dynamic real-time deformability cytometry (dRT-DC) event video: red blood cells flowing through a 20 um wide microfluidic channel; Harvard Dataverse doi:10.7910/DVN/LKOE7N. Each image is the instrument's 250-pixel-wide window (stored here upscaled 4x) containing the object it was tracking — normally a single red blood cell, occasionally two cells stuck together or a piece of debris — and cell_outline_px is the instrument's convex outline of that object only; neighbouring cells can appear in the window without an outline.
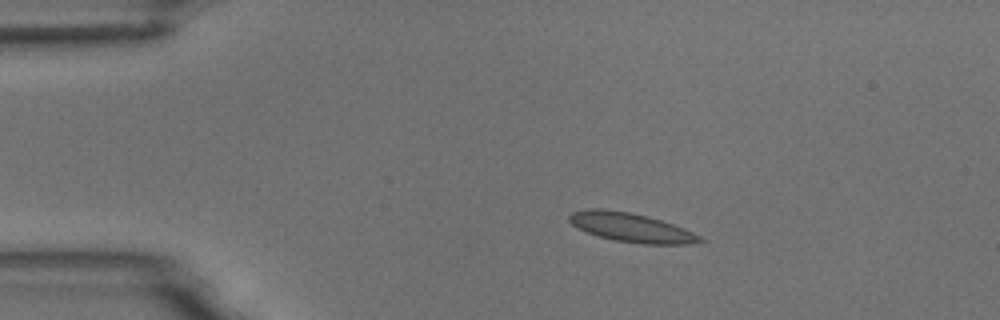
{"species": "common noctule bat (a hibernating species)", "species_latin": "Nyctalus noctula", "temperature_condition": "room temperature", "stored_images_in_passage": 7, "camera_frame_rate_fps": 3000, "um_per_image_px": 0.085, "animal": {"sex": "male", "body_mass_g": 18.8}, "frame": {"image": 1, "passage_image": 2, "time_ms": 1.333, "image_size_px": [1000, 320], "cell_outline_px": [[704, 240], [688, 244], [644, 244], [616, 240], [596, 236], [572, 224], [568, 220], [568, 216], [572, 212], [588, 208], [600, 208], [628, 212], [648, 216], [684, 228], [700, 236]], "centroid_in_image_um": [53.62, 19.33], "position_along_channel_um": 31.4, "area_um2": 21.85}}
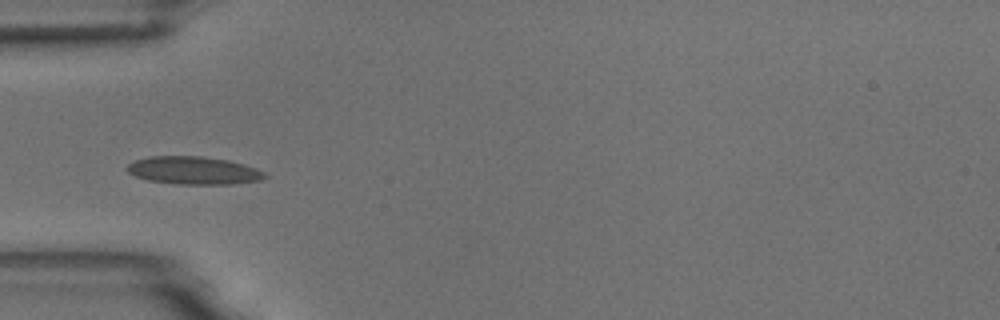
{"frame": {"image": 2, "passage_image": 4, "time_ms": 3.667, "image_size_px": [1000, 320], "cell_outline_px": [[268, 176], [260, 180], [232, 184], [176, 184], [148, 180], [136, 176], [128, 172], [124, 168], [128, 164], [136, 160], [148, 156], [204, 156], [228, 160], [244, 164], [256, 168], [264, 172]], "centroid_in_image_um": [16.45, 14.48], "position_along_channel_um": 68.6, "area_um2": 22.43}}